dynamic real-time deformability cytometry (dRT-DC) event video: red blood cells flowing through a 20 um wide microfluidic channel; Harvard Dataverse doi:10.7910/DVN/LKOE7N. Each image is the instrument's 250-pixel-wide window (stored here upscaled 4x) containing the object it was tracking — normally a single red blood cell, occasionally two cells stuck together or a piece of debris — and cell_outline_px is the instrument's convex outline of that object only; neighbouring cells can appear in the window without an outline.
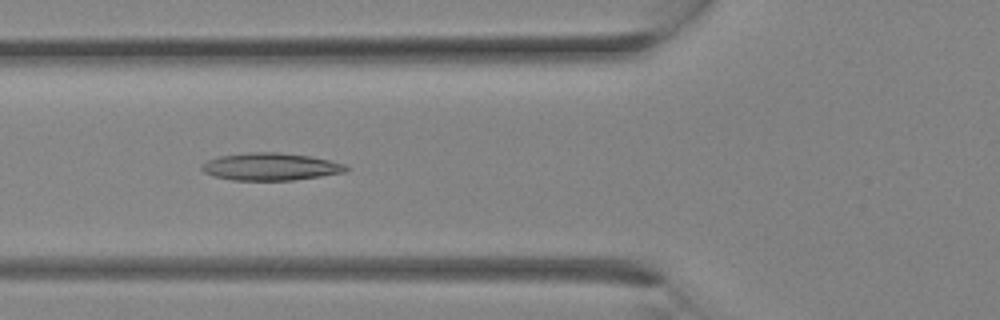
{"species": "Egyptian fruit bat (a non-hibernating species)", "species_latin": "Rousettus aegyptiacus", "temperature_condition": "room temperature", "stored_images_in_passage": 17, "camera_frame_rate_fps": 3000, "um_per_image_px": 0.085, "animal": {"sex": "female"}, "frame": {"image": 1, "passage_image": 10, "time_ms": 3.0, "image_size_px": [1000, 320], "cell_outline_px": [[348, 168], [344, 172], [320, 176], [292, 180], [232, 180], [212, 176], [204, 172], [200, 168], [200, 164], [208, 160], [220, 156], [248, 152], [280, 152], [308, 156], [328, 160], [344, 164]], "centroid_in_image_um": [22.93, 14.16], "position_along_channel_um": 102.9, "area_um2": 22.95}}
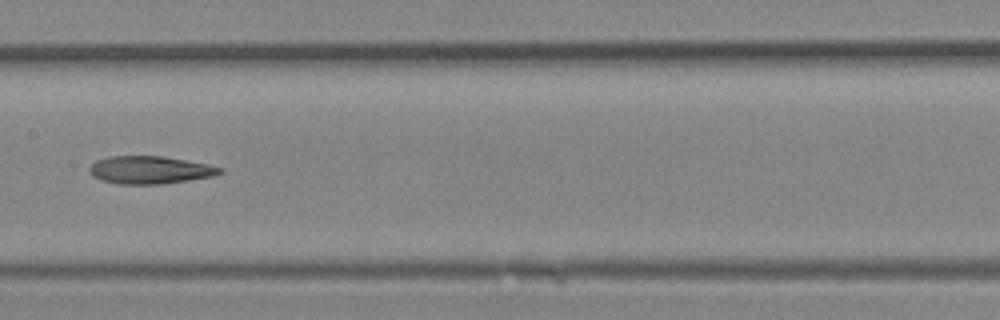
{"frame": {"image": 2, "passage_image": 14, "time_ms": 4.333, "image_size_px": [1000, 320], "cell_outline_px": [[224, 172], [212, 176], [188, 180], [160, 184], [116, 184], [100, 180], [92, 176], [88, 172], [88, 168], [96, 160], [108, 156], [160, 156], [208, 164], [224, 168]], "centroid_in_image_um": [12.7, 14.45], "position_along_channel_um": 194.7, "area_um2": 21.15}}
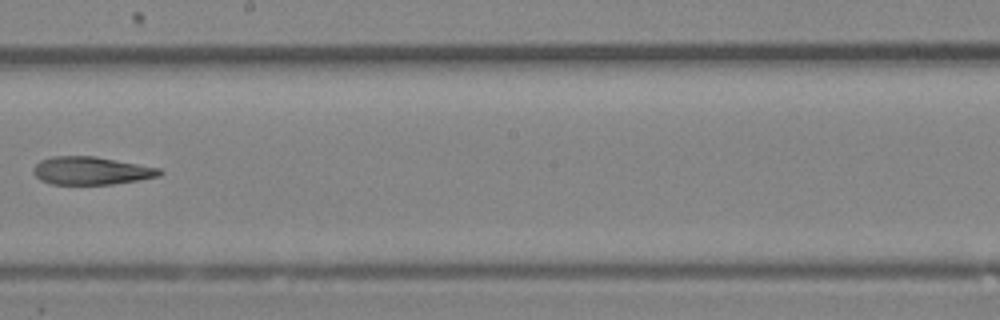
{"frame": {"image": 3, "passage_image": 16, "time_ms": 5.0, "image_size_px": [1000, 320], "cell_outline_px": [[164, 172], [160, 176], [140, 180], [112, 184], [52, 184], [40, 180], [32, 172], [32, 168], [40, 160], [52, 156], [96, 156], [160, 168]], "centroid_in_image_um": [7.76, 14.51], "position_along_channel_um": 240.4, "area_um2": 20.69}}